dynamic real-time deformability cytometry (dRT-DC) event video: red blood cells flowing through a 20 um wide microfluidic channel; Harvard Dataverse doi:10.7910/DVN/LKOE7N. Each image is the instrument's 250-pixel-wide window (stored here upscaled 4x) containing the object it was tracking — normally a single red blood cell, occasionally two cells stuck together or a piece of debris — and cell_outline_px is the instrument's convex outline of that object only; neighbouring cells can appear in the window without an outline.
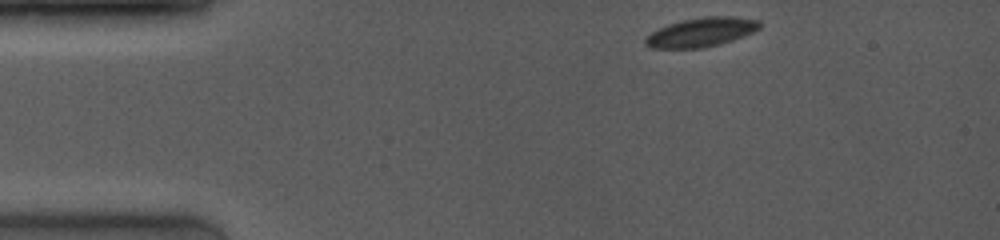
{"species": "common noctule bat (a hibernating species)", "species_latin": "Nyctalus noctula", "temperature_condition": "room temperature", "stored_images_in_passage": 62, "camera_frame_rate_fps": 4000, "um_per_image_px": 0.085, "animal": {"sex": "female", "body_mass_g": 19.0, "forearm_length_mm": 53.3}, "frame": {"image": 1, "passage_image": 1, "time_ms": 0.0, "image_size_px": [1000, 240], "cell_outline_px": [[760, 28], [744, 36], [720, 44], [704, 48], [648, 48], [644, 44], [644, 40], [652, 32], [668, 24], [680, 20], [704, 16], [732, 16], [760, 20]], "centroid_in_image_um": [59.6, 2.73], "position_along_channel_um": 25.4, "area_um2": 19.48}}
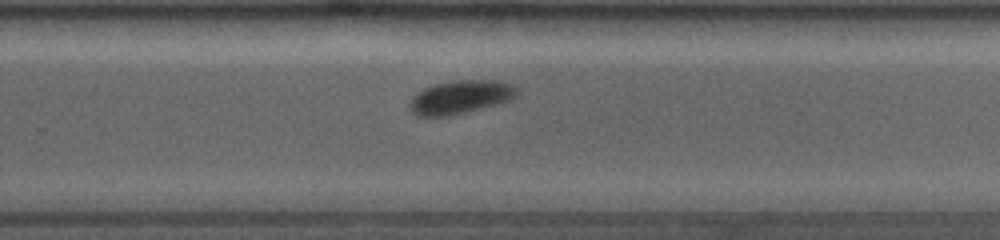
{"frame": {"image": 2, "passage_image": 39, "time_ms": 8.25, "image_size_px": [1000, 240], "cell_outline_px": [[516, 96], [512, 100], [448, 116], [416, 116], [412, 112], [408, 104], [412, 96], [416, 92], [424, 88], [436, 84], [452, 80], [500, 80], [512, 84], [516, 88]], "centroid_in_image_um": [39.11, 8.24], "position_along_channel_um": 290.7, "area_um2": 20.92}}
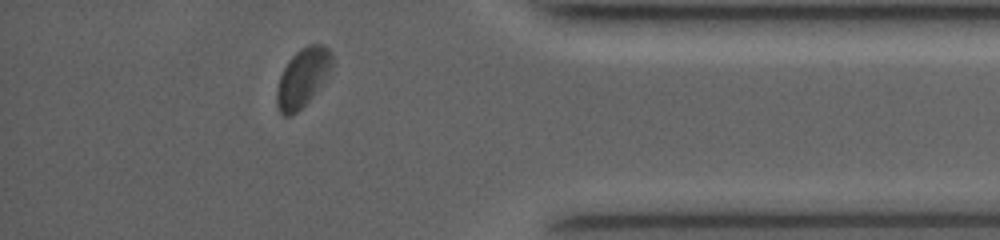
{"frame": {"image": 3, "passage_image": 58, "time_ms": 11.5, "image_size_px": [1000, 240], "cell_outline_px": [[332, 68], [312, 96], [292, 116], [284, 116], [280, 112], [276, 104], [276, 88], [280, 76], [288, 60], [300, 48], [308, 44], [320, 44], [328, 48], [332, 52]], "centroid_in_image_um": [25.7, 6.58], "position_along_channel_um": 409.5, "area_um2": 18.73}, "authors_computed_cell_mechanics": {"area_um2": 20.8369, "velocity_mm_per_s": 4.043, "shape_relaxation_time_tau1_ms": 5.5304, "shape_relaxation_time_tau2_ms": null, "deformation_change_tau1": 0.1023, "deformation_change_tau2": null}}